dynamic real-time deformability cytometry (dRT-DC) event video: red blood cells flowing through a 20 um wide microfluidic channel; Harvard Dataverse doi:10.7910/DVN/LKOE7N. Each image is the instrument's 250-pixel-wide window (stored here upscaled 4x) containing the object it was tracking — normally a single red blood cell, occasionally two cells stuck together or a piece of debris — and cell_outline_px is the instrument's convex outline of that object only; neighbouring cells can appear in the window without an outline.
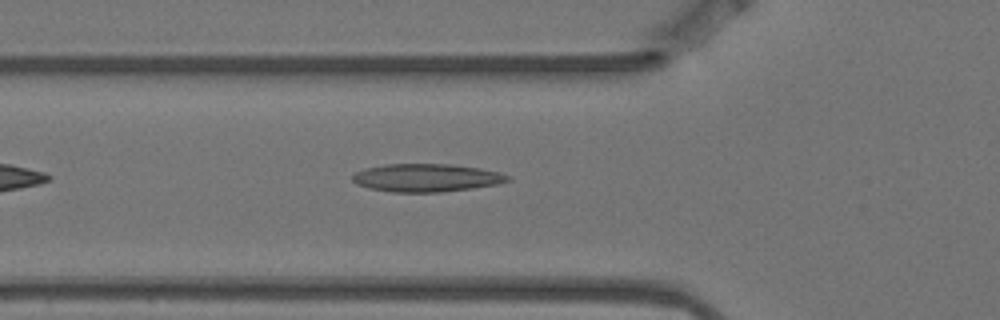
{"species": "Egyptian fruit bat (a non-hibernating species)", "species_latin": "Rousettus aegyptiacus", "temperature_condition": "warm", "stored_images_in_passage": 5, "camera_frame_rate_fps": 3000, "um_per_image_px": 0.085, "animal": {"sex": "female"}, "frame": {"image": 1, "passage_image": 5, "time_ms": 1.333, "image_size_px": [1000, 320], "cell_outline_px": [[512, 180], [496, 184], [472, 188], [440, 192], [392, 192], [368, 188], [356, 184], [352, 180], [352, 176], [356, 172], [364, 168], [384, 164], [452, 164], [480, 168], [500, 172], [512, 176]], "centroid_in_image_um": [36.25, 15.1], "position_along_channel_um": 89.5, "area_um2": 25.49}}